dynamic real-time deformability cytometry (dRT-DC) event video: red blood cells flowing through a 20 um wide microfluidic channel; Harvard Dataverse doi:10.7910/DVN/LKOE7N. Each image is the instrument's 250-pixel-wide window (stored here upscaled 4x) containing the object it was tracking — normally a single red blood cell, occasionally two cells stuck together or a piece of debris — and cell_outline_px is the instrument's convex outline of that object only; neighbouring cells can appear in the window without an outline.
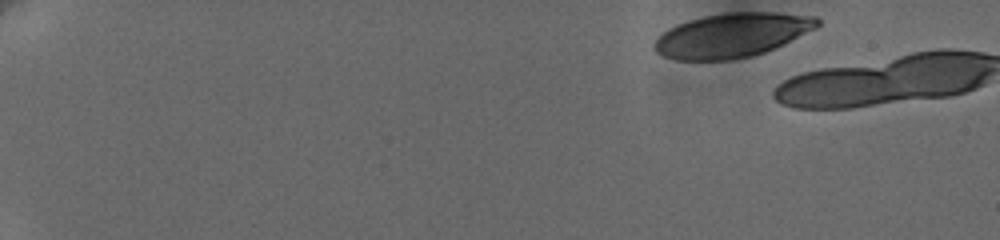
{"species": "human", "species_latin": "Homo sapiens", "temperature_condition": "cold", "stored_images_in_passage": 5, "camera_frame_rate_fps": 3000, "um_per_image_px": 0.085, "donor": {"sex": "female"}, "frame": {"image": 1, "passage_image": 1, "time_ms": 0.0, "image_size_px": [1000, 240], "cell_outline_px": [[820, 24], [816, 28], [764, 52], [752, 56], [728, 60], [676, 60], [664, 56], [656, 52], [656, 40], [668, 28], [676, 24], [688, 20], [704, 16], [728, 12], [772, 12], [816, 16], [820, 20]], "centroid_in_image_um": [62.22, 2.98], "position_along_channel_um": 22.8, "area_um2": 41.56}}